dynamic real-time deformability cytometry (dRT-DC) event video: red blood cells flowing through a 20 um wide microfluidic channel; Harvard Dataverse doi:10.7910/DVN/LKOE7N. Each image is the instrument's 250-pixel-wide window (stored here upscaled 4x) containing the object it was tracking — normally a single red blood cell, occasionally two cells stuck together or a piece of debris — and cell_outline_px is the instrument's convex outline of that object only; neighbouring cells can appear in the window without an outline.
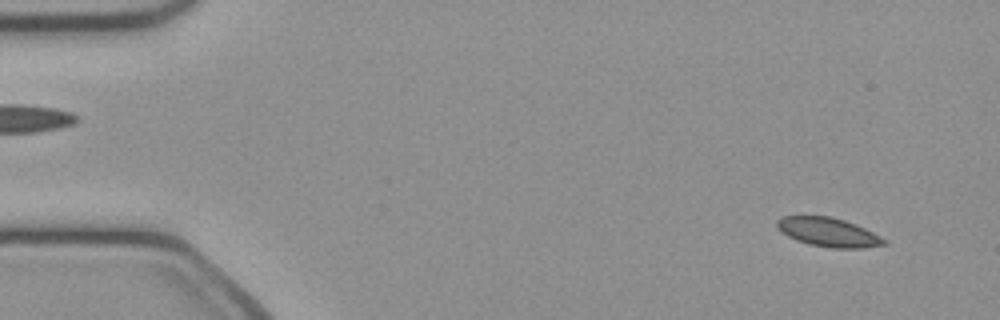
{"species": "common noctule bat (a hibernating species)", "species_latin": "Nyctalus noctula", "temperature_condition": "cold", "stored_images_in_passage": 50, "camera_frame_rate_fps": 3000, "um_per_image_px": 0.085, "animal": {"sex": "female", "body_mass_g": 21.9}, "frame": {"image": 1, "passage_image": 3, "time_ms": 0.667, "image_size_px": [1000, 320], "cell_outline_px": [[888, 244], [864, 248], [828, 248], [808, 244], [796, 240], [780, 232], [776, 224], [776, 220], [784, 216], [832, 216], [856, 224], [888, 240]], "centroid_in_image_um": [70.42, 19.74], "position_along_channel_um": 14.6, "area_um2": 18.26}}
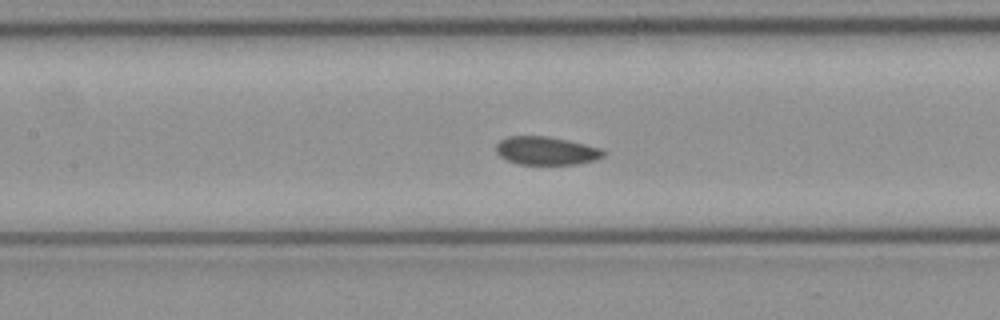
{"frame": {"image": 2, "passage_image": 22, "time_ms": 7.0, "image_size_px": [1000, 320], "cell_outline_px": [[604, 156], [596, 160], [576, 164], [520, 164], [508, 160], [500, 156], [496, 152], [496, 144], [500, 140], [508, 136], [548, 136], [568, 140], [600, 148], [604, 152]], "centroid_in_image_um": [46.42, 12.81], "position_along_channel_um": 161.0, "area_um2": 17.57}}
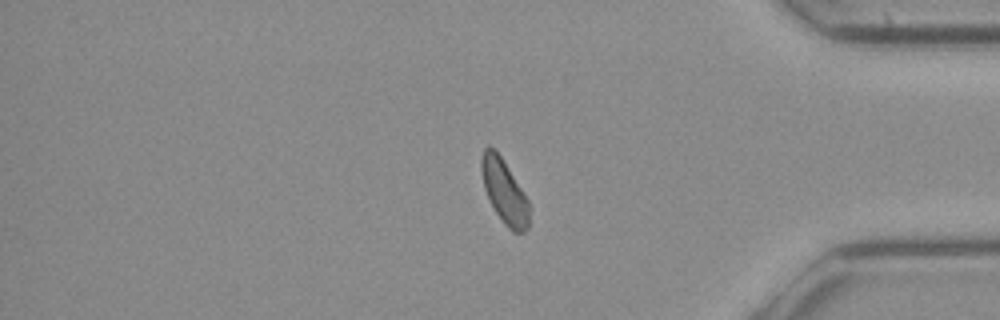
{"frame": {"image": 3, "passage_image": 41, "time_ms": 13.333, "image_size_px": [1000, 320], "cell_outline_px": [[528, 228], [524, 232], [512, 232], [504, 224], [496, 212], [484, 188], [480, 168], [480, 156], [484, 148], [488, 144], [496, 148], [528, 200]], "centroid_in_image_um": [42.83, 16.21], "position_along_channel_um": 392.4, "area_um2": 17.74}}